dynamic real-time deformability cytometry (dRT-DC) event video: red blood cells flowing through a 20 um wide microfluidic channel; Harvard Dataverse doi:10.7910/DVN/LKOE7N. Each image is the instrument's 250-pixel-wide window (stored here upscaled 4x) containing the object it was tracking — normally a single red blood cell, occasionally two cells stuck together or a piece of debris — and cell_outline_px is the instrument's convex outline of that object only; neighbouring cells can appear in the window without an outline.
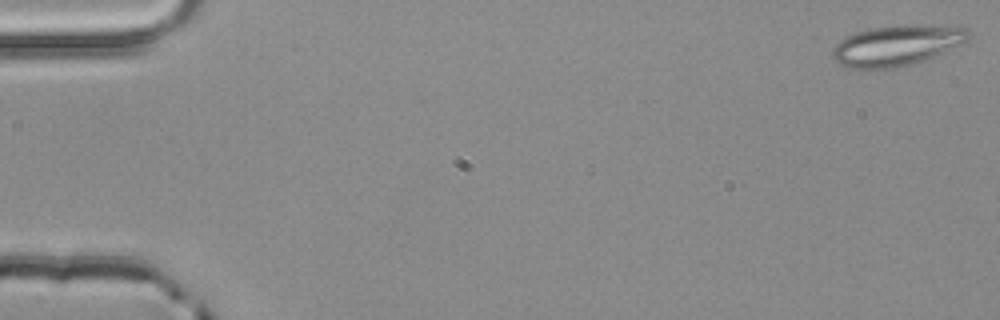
{"species": "common noctule bat (a hibernating species)", "species_latin": "Nyctalus noctula", "temperature_condition": "room temperature", "stored_images_in_passage": 3, "camera_frame_rate_fps": 3000, "um_per_image_px": 0.085, "animal": {"sex": "male", "body_mass_g": 20.4}, "frame": {"image": 1, "passage_image": 1, "time_ms": 0.0, "image_size_px": [1000, 320], "cell_outline_px": [[972, 36], [968, 44], [924, 60], [912, 64], [896, 68], [868, 72], [852, 68], [840, 64], [832, 56], [832, 52], [836, 44], [844, 36], [868, 28], [904, 24], [968, 28], [972, 32]], "centroid_in_image_um": [76.27, 3.89], "position_along_channel_um": 8.7, "area_um2": 33.23}}